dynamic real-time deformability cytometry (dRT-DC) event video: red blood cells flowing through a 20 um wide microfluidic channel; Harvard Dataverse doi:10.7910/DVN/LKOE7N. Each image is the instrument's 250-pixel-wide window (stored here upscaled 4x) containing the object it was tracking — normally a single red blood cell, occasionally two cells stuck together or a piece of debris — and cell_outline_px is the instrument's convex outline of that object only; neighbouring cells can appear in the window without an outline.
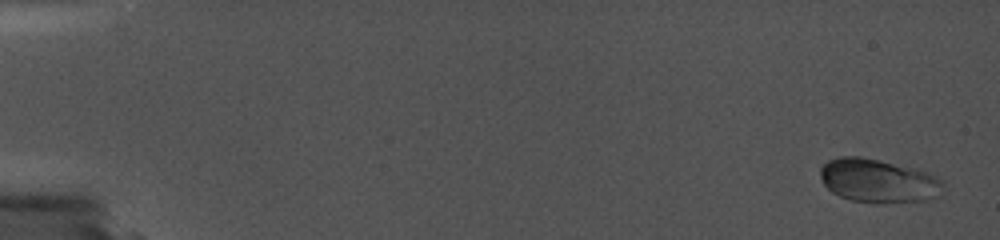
{"species": "common noctule bat (a hibernating species)", "species_latin": "Nyctalus noctula", "temperature_condition": "cold", "stored_images_in_passage": 4, "camera_frame_rate_fps": 5000, "um_per_image_px": 0.085, "animal": {"sex": "female", "body_mass_g": 19.0, "forearm_length_mm": 56.7}, "frame": {"image": 1, "passage_image": 1, "time_ms": 0.0, "image_size_px": [1000, 240], "cell_outline_px": [[944, 184], [936, 196], [924, 200], [880, 204], [876, 204], [852, 200], [840, 196], [832, 192], [820, 180], [820, 168], [828, 160], [840, 156], [868, 156], [916, 168], [928, 172], [944, 180]], "centroid_in_image_um": [74.64, 15.34], "position_along_channel_um": 10.4, "area_um2": 31.79}}